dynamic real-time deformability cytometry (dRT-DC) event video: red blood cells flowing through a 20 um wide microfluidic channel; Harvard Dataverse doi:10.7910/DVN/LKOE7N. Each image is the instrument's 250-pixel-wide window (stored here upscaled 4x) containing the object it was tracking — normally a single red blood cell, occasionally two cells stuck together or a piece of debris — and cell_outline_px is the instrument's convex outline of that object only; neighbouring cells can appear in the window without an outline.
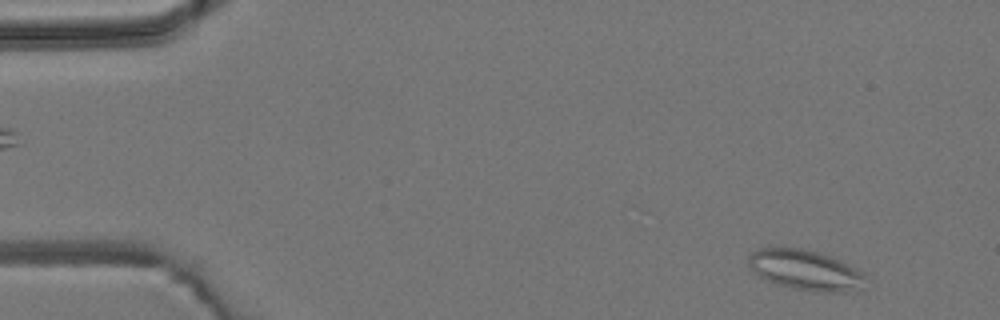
{"species": "common noctule bat (a hibernating species)", "species_latin": "Nyctalus noctula", "temperature_condition": "room temperature", "stored_images_in_passage": 5, "camera_frame_rate_fps": 3000, "um_per_image_px": 0.085, "animal": {"sex": "male", "body_mass_g": 19.2, "forearm_length_mm": 51.8}, "frame": {"image": 1, "passage_image": 5, "time_ms": 4.667, "image_size_px": [1000, 320], "cell_outline_px": [[864, 276], [844, 292], [816, 292], [796, 288], [780, 284], [768, 280], [760, 276], [752, 268], [748, 260], [748, 256], [752, 252], [760, 248], [804, 248], [832, 256], [856, 268]], "centroid_in_image_um": [68.35, 22.9], "position_along_channel_um": 16.6, "area_um2": 26.18}}